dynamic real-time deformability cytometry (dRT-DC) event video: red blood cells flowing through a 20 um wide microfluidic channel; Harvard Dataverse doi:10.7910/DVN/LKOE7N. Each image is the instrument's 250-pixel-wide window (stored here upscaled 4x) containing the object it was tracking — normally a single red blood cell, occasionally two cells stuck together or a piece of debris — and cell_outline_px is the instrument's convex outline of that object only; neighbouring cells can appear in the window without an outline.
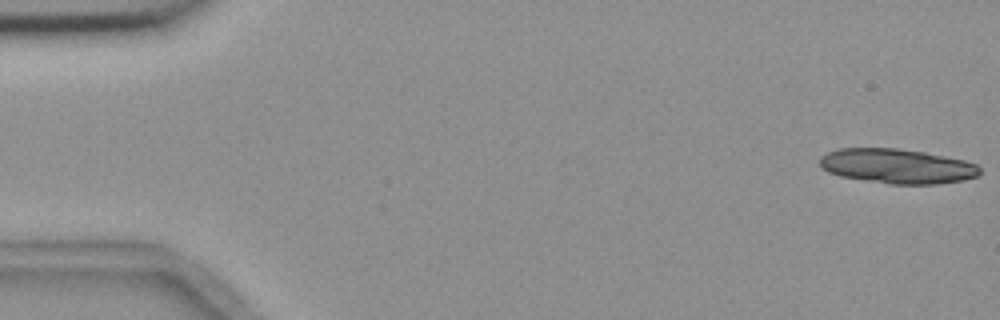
{"species": "common noctule bat (a hibernating species)", "species_latin": "Nyctalus noctula", "temperature_condition": "room temperature", "stored_images_in_passage": 17, "camera_frame_rate_fps": 3000, "um_per_image_px": 0.085, "animal": {"sex": "female", "body_mass_g": 18.4}, "frame": {"image": 1, "passage_image": 1, "time_ms": 0.0, "image_size_px": [1000, 320], "cell_outline_px": [[980, 172], [976, 176], [964, 180], [936, 184], [888, 184], [840, 176], [828, 172], [820, 164], [820, 156], [828, 152], [840, 148], [896, 148], [924, 152], [964, 160], [976, 164], [980, 168]], "centroid_in_image_um": [76.25, 14.12], "position_along_channel_um": 8.8, "area_um2": 32.25}}